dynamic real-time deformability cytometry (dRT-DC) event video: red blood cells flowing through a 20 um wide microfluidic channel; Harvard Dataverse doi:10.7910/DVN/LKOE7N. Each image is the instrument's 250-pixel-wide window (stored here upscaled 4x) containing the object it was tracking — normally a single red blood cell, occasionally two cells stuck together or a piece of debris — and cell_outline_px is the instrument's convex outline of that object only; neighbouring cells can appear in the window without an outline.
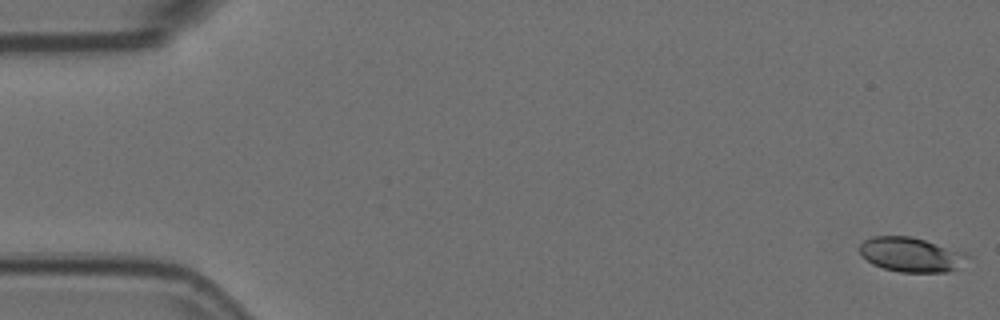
{"species": "Egyptian fruit bat (a non-hibernating species)", "species_latin": "Rousettus aegyptiacus", "temperature_condition": "room temperature", "stored_images_in_passage": 57, "camera_frame_rate_fps": 3000, "um_per_image_px": 0.085, "animal": {"sex": "female"}, "frame": {"image": 1, "passage_image": 1, "time_ms": 0.0, "image_size_px": [1000, 320], "cell_outline_px": [[976, 260], [948, 272], [900, 272], [884, 268], [872, 264], [860, 256], [860, 244], [864, 240], [872, 236], [908, 236], [924, 240], [968, 252]], "centroid_in_image_um": [77.55, 21.65], "position_along_channel_um": 7.5, "area_um2": 22.31}}
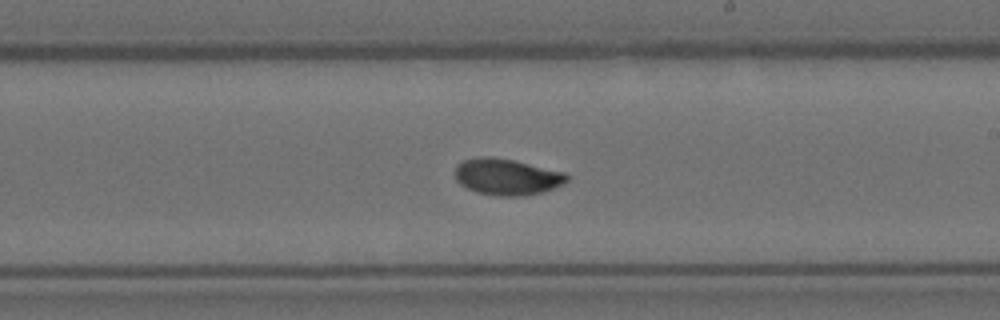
{"frame": {"image": 2, "passage_image": 33, "time_ms": 10.667, "image_size_px": [1000, 320], "cell_outline_px": [[568, 180], [544, 192], [524, 196], [496, 196], [476, 192], [460, 184], [456, 180], [456, 164], [464, 160], [476, 156], [492, 156], [512, 160], [564, 172], [568, 176]], "centroid_in_image_um": [43.04, 15.03], "position_along_channel_um": 246.0, "area_um2": 23.64}}
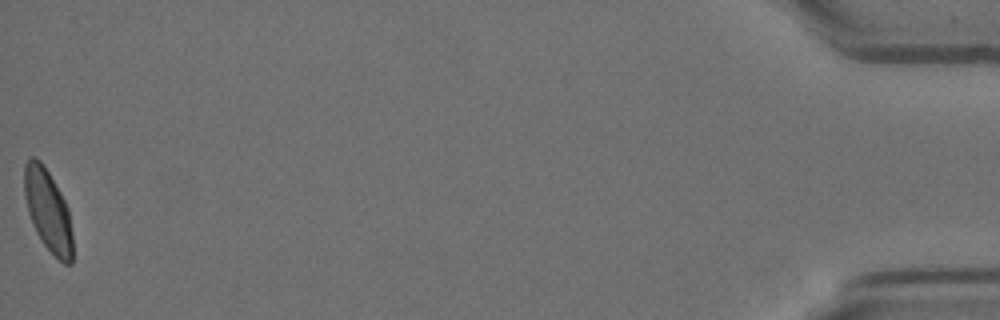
{"frame": {"image": 3, "passage_image": 57, "time_ms": 18.667, "image_size_px": [1000, 320], "cell_outline_px": [[72, 264], [64, 264], [44, 244], [36, 232], [28, 212], [24, 196], [24, 164], [28, 156], [36, 156], [44, 164], [60, 192], [68, 208], [72, 232]], "centroid_in_image_um": [4.06, 17.83], "position_along_channel_um": 431.1, "area_um2": 23.06}, "authors_computed_cell_mechanics": {"area_um2": 22.831, "velocity_mm_per_s": 3.5742, "shape_relaxation_time_tau1_ms": 4.406, "shape_relaxation_time_tau2_ms": 0.7793, "deformation_change_tau1": 0.1283, "deformation_change_tau2": 0.0374}}